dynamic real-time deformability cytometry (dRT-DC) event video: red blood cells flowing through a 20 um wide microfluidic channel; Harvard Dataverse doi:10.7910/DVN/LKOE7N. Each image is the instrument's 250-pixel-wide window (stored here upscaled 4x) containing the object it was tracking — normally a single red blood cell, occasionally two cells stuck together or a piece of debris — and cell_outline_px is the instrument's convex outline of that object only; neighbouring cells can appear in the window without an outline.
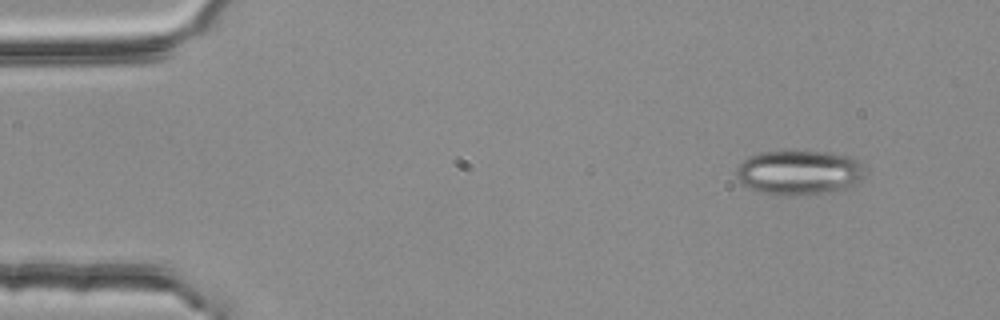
{"species": "common noctule bat (a hibernating species)", "species_latin": "Nyctalus noctula", "temperature_condition": "room temperature", "stored_images_in_passage": 4, "camera_frame_rate_fps": 3000, "um_per_image_px": 0.085, "animal": {"sex": "female", "body_mass_g": 25.1}, "frame": {"image": 1, "passage_image": 4, "time_ms": 1.0, "image_size_px": [1000, 320], "cell_outline_px": [[864, 176], [852, 188], [840, 192], [792, 196], [784, 196], [760, 192], [744, 184], [736, 176], [736, 168], [748, 156], [760, 152], [828, 152], [856, 156], [864, 172]], "centroid_in_image_um": [68.0, 14.69], "position_along_channel_um": 17.0, "area_um2": 33.93}}